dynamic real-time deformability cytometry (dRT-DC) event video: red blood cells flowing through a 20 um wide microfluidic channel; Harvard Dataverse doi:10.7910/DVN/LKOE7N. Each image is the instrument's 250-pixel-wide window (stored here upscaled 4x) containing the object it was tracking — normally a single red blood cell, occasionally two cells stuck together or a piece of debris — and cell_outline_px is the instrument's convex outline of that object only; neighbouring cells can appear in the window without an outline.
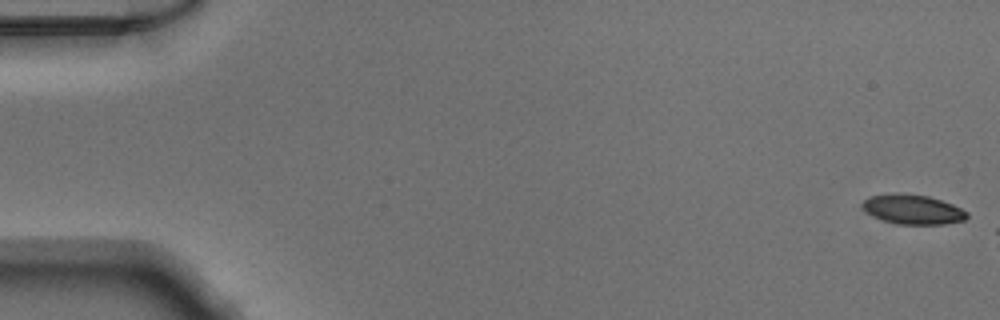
{"species": "Egyptian fruit bat (a non-hibernating species)", "species_latin": "Rousettus aegyptiacus", "temperature_condition": "warm", "stored_images_in_passage": 7, "camera_frame_rate_fps": 3000, "um_per_image_px": 0.085, "animal": {"sex": "male"}, "frame": {"image": 1, "passage_image": 1, "time_ms": 0.0, "image_size_px": [1000, 320], "cell_outline_px": [[968, 216], [964, 220], [944, 224], [900, 224], [880, 220], [872, 216], [864, 208], [864, 200], [868, 196], [892, 192], [900, 192], [928, 196], [952, 204], [968, 212]], "centroid_in_image_um": [77.57, 17.78], "position_along_channel_um": 7.4, "area_um2": 18.09}}